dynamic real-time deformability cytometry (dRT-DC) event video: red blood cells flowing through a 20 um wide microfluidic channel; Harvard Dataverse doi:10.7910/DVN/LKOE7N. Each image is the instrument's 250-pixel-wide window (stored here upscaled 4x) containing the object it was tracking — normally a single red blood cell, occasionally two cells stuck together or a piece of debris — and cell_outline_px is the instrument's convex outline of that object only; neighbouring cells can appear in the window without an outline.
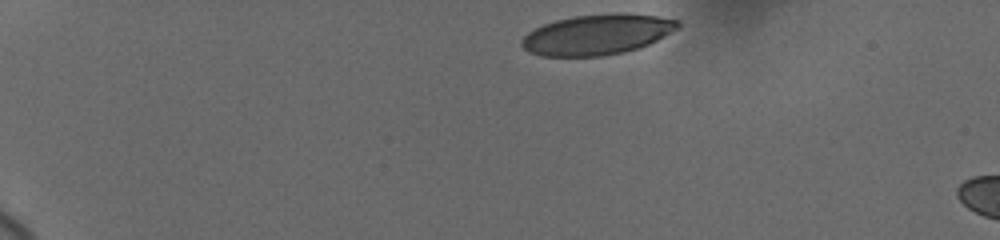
{"species": "human", "species_latin": "Homo sapiens", "temperature_condition": "cold", "stored_images_in_passage": 5, "camera_frame_rate_fps": 3000, "um_per_image_px": 0.085, "donor": {"sex": "female"}, "frame": {"image": 1, "passage_image": 1, "time_ms": 0.0, "image_size_px": [1000, 240], "cell_outline_px": [[680, 24], [676, 28], [664, 36], [640, 48], [624, 52], [600, 56], [540, 56], [528, 52], [520, 44], [520, 40], [528, 32], [544, 24], [556, 20], [576, 16], [616, 12], [624, 12], [656, 16], [680, 20]], "centroid_in_image_um": [50.74, 2.93], "position_along_channel_um": 34.3, "area_um2": 36.76}}